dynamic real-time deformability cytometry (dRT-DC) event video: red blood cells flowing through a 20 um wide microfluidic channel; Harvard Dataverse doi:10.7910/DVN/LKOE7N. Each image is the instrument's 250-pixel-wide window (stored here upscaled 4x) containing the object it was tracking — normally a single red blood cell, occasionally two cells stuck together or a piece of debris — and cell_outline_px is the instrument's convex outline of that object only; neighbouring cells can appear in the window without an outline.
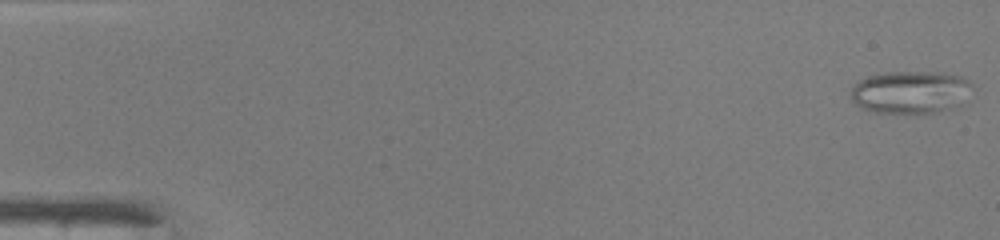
{"species": "common noctule bat (a hibernating species)", "species_latin": "Nyctalus noctula", "temperature_condition": "warm", "stored_images_in_passage": 48, "camera_frame_rate_fps": 3000, "um_per_image_px": 0.085, "animal": {"sex": "male", "body_mass_g": 19.0, "forearm_length_mm": 50.8}, "frame": {"image": 1, "passage_image": 1, "time_ms": 0.0, "image_size_px": [1000, 240], "cell_outline_px": [[972, 84], [964, 104], [952, 108], [936, 112], [912, 116], [872, 112], [860, 108], [852, 100], [852, 88], [860, 80], [868, 76], [884, 72], [940, 72], [964, 76]], "centroid_in_image_um": [77.42, 7.87], "position_along_channel_um": 7.6, "area_um2": 31.1}}
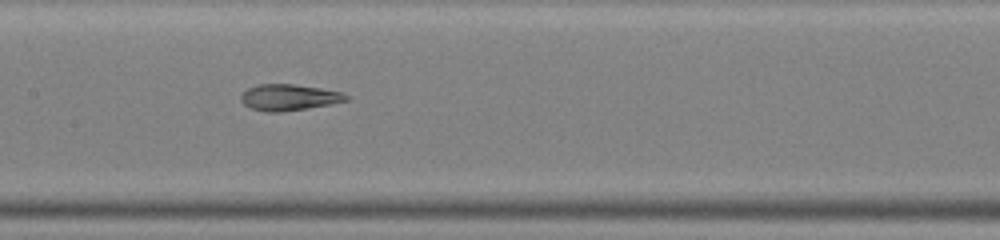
{"frame": {"image": 2, "passage_image": 24, "time_ms": 7.667, "image_size_px": [1000, 240], "cell_outline_px": [[352, 96], [348, 100], [328, 104], [280, 112], [268, 112], [252, 108], [244, 104], [240, 100], [240, 96], [248, 88], [260, 84], [292, 84], [320, 88], [344, 92]], "centroid_in_image_um": [24.59, 8.26], "position_along_channel_um": 182.8, "area_um2": 15.9}}
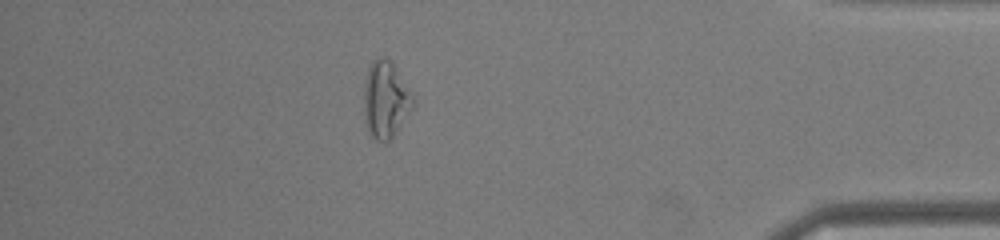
{"frame": {"image": 3, "passage_image": 42, "time_ms": 13.667, "image_size_px": [1000, 240], "cell_outline_px": [[416, 104], [392, 136], [388, 140], [376, 140], [368, 132], [364, 120], [364, 88], [368, 68], [372, 60], [376, 56], [384, 56], [392, 64], [412, 92], [416, 100]], "centroid_in_image_um": [32.77, 8.44], "position_along_channel_um": 402.4, "area_um2": 21.91}, "authors_computed_cell_mechanics": {"area_um2": 20.5479, "velocity_mm_per_s": 4.2726, "shape_relaxation_time_tau1_ms": null, "shape_relaxation_time_tau2_ms": 1.4884, "deformation_change_tau1": null, "deformation_change_tau2": 0.0923}}